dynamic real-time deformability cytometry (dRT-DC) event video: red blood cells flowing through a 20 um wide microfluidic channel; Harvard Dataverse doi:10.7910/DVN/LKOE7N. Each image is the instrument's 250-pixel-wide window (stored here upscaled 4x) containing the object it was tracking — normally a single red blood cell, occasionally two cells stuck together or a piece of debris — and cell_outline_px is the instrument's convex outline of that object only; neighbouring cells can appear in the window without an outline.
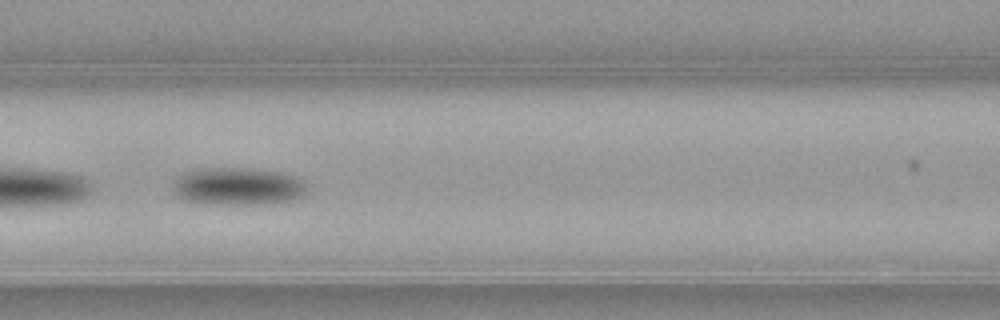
{"species": "common noctule bat (a hibernating species)", "species_latin": "Nyctalus noctula", "temperature_condition": "warm", "stored_images_in_passage": 48, "camera_frame_rate_fps": 3000, "um_per_image_px": 0.085, "animal": {"sex": "female", "body_mass_g": 21.9}, "frame": {"image": 1, "passage_image": 18, "time_ms": 5.667, "image_size_px": [1000, 320], "cell_outline_px": [[304, 192], [300, 196], [292, 200], [256, 204], [220, 204], [184, 200], [176, 196], [172, 192], [176, 176], [192, 168], [256, 168], [280, 172], [296, 176], [304, 184]], "centroid_in_image_um": [20.13, 15.81], "position_along_channel_um": 146.5, "area_um2": 29.36}}
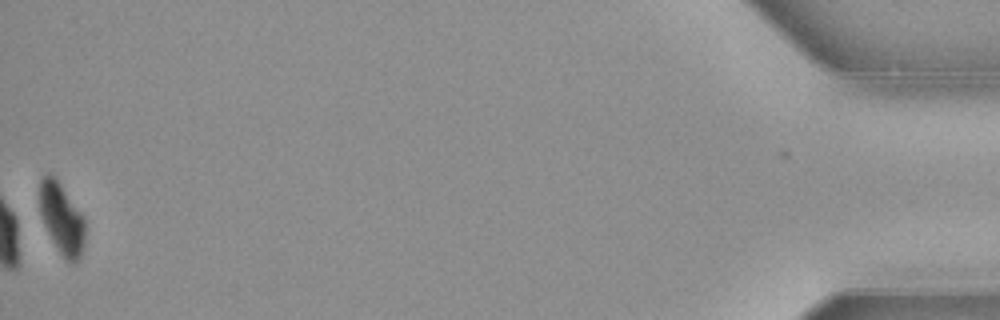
{"frame": {"image": 2, "passage_image": 48, "time_ms": 15.667, "image_size_px": [1000, 320], "cell_outline_px": [[84, 248], [76, 264], [72, 264], [60, 252], [52, 240], [44, 224], [40, 212], [40, 180], [48, 172], [56, 176], [84, 216]], "centroid_in_image_um": [5.26, 18.54], "position_along_channel_um": 429.9, "area_um2": 18.84}, "authors_computed_cell_mechanics": {"area_um2": 29.0156, "velocity_mm_per_s": 3.8588, "shape_relaxation_time_tau1_ms": 1.9196, "shape_relaxation_time_tau2_ms": null, "deformation_change_tau1": 0.0976, "deformation_change_tau2": null}}